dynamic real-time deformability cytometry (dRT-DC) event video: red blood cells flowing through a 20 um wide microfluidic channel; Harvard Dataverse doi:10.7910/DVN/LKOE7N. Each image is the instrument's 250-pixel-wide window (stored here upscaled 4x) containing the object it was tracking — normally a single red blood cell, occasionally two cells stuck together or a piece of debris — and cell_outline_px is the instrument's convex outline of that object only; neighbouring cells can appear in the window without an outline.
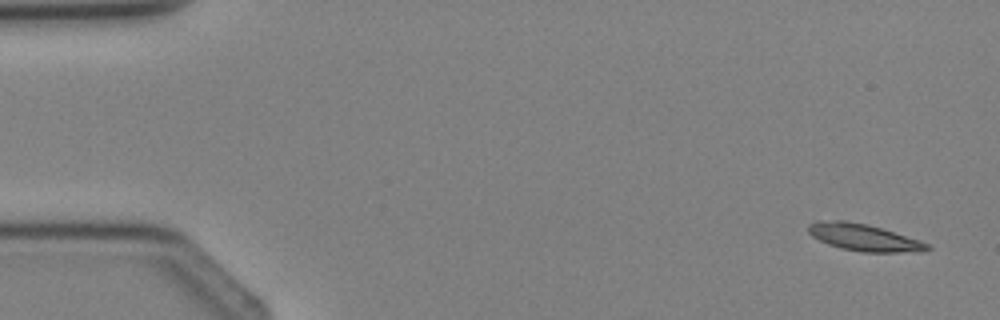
{"species": "Egyptian fruit bat (a non-hibernating species)", "species_latin": "Rousettus aegyptiacus", "temperature_condition": "cold", "stored_images_in_passage": 3, "camera_frame_rate_fps": 3000, "um_per_image_px": 0.085, "animal": {"sex": "female"}, "frame": {"image": 1, "passage_image": 1, "time_ms": 0.0, "image_size_px": [1000, 320], "cell_outline_px": [[932, 248], [920, 252], [860, 252], [840, 248], [828, 244], [812, 236], [808, 232], [808, 224], [816, 220], [844, 220], [868, 224], [928, 244]], "centroid_in_image_um": [73.35, 20.18], "position_along_channel_um": 11.6, "area_um2": 18.5}}